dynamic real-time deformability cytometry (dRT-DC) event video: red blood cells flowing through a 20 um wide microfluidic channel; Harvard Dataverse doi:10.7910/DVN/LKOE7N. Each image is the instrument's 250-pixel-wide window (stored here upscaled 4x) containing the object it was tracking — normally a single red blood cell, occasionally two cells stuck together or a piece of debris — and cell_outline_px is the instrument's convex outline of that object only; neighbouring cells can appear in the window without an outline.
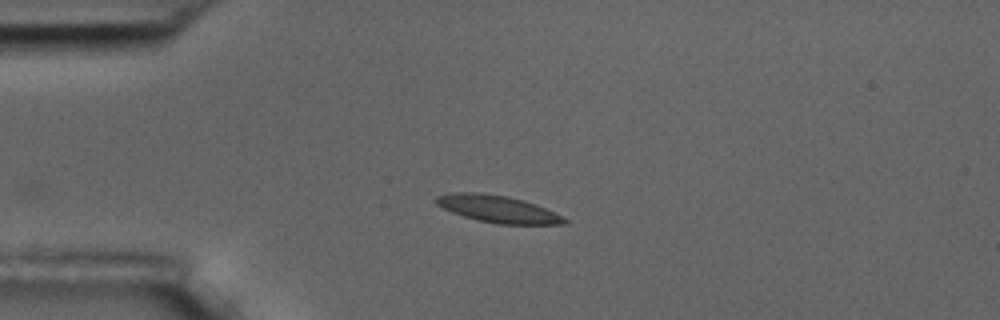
{"species": "common noctule bat (a hibernating species)", "species_latin": "Nyctalus noctula", "temperature_condition": "room temperature", "stored_images_in_passage": 2, "camera_frame_rate_fps": 3000, "um_per_image_px": 0.085, "animal": {"sex": "male", "body_mass_g": 17.5, "forearm_length_mm": 52.3}, "frame": {"image": 1, "passage_image": 1, "time_ms": 0.0, "image_size_px": [1000, 320], "cell_outline_px": [[568, 224], [496, 224], [476, 220], [452, 212], [436, 204], [432, 200], [436, 196], [452, 192], [480, 192], [508, 196], [524, 200], [536, 204], [568, 220]], "centroid_in_image_um": [42.26, 17.75], "position_along_channel_um": 42.7, "area_um2": 20.29}}